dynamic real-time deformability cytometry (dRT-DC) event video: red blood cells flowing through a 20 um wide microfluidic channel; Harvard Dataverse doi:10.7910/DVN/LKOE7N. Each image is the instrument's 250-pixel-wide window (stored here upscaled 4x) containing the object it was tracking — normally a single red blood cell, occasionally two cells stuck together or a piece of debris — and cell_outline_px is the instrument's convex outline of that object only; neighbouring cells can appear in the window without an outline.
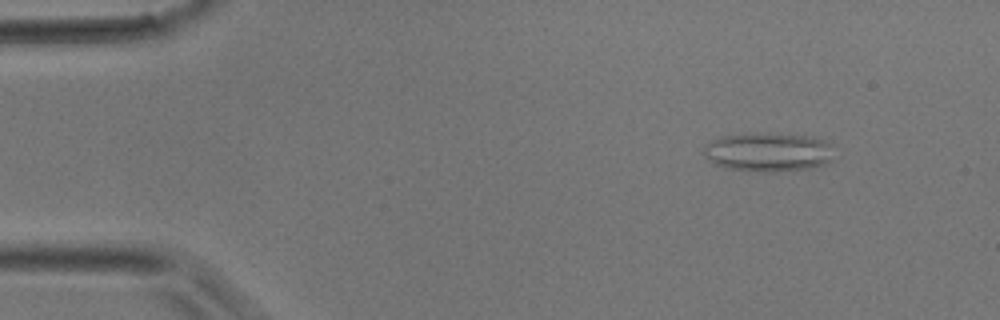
{"species": "common noctule bat (a hibernating species)", "species_latin": "Nyctalus noctula", "temperature_condition": "room temperature", "stored_images_in_passage": 40, "camera_frame_rate_fps": 3000, "um_per_image_px": 0.085, "animal": {"sex": "male", "body_mass_g": 17.9}, "frame": {"image": 1, "passage_image": 5, "time_ms": 1.333, "image_size_px": [1000, 320], "cell_outline_px": [[832, 160], [824, 164], [808, 168], [776, 172], [760, 172], [724, 168], [712, 164], [700, 152], [704, 144], [720, 136], [752, 132], [756, 132], [812, 136], [824, 140], [828, 144]], "centroid_in_image_um": [65.17, 12.92], "position_along_channel_um": 19.8, "area_um2": 30.11}}
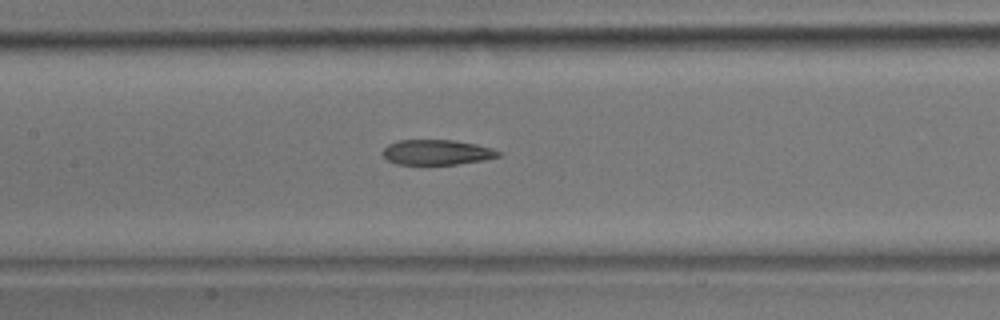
{"frame": {"image": 2, "passage_image": 19, "time_ms": 6.0, "image_size_px": [1000, 320], "cell_outline_px": [[504, 156], [484, 160], [456, 164], [396, 164], [388, 160], [380, 152], [388, 144], [396, 140], [452, 140], [476, 144], [492, 148], [500, 152]], "centroid_in_image_um": [37.13, 12.94], "position_along_channel_um": 170.3, "area_um2": 17.05}}
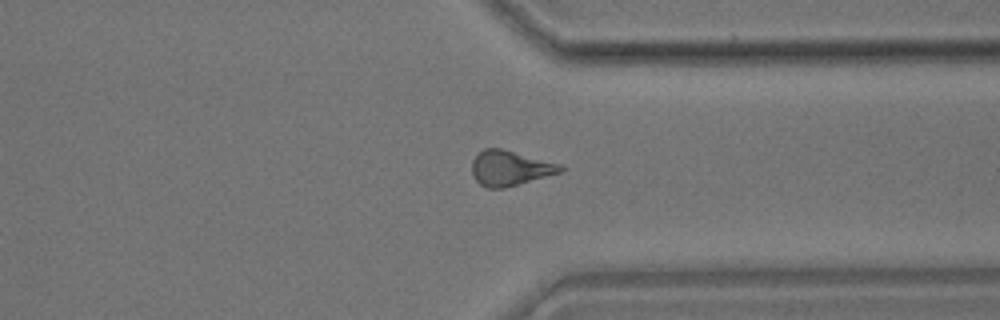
{"frame": {"image": 3, "passage_image": 31, "time_ms": 10.0, "image_size_px": [1000, 320], "cell_outline_px": [[568, 168], [564, 172], [504, 188], [488, 188], [480, 184], [476, 180], [472, 172], [472, 160], [484, 148], [500, 148], [564, 164]], "centroid_in_image_um": [43.44, 14.29], "position_along_channel_um": 368.0, "area_um2": 18.38}}